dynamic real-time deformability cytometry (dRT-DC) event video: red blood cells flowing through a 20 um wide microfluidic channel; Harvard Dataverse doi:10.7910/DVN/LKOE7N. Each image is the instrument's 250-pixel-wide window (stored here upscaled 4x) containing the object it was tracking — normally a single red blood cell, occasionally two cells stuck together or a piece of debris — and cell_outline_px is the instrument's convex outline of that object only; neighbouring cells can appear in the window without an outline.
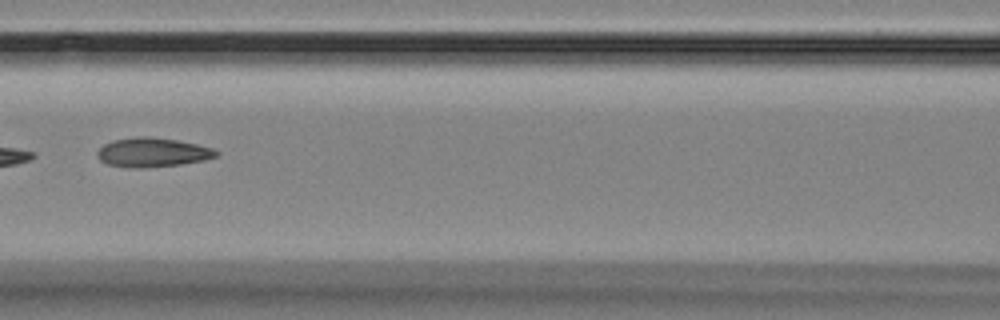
{"species": "Egyptian fruit bat (a non-hibernating species)", "species_latin": "Rousettus aegyptiacus", "temperature_condition": "room temperature", "stored_images_in_passage": 15, "camera_frame_rate_fps": 3000, "um_per_image_px": 0.085, "animal": {"sex": "female"}, "frame": {"image": 1, "passage_image": 7, "time_ms": 7.0, "image_size_px": [1000, 320], "cell_outline_px": [[220, 152], [216, 156], [204, 160], [180, 164], [140, 168], [132, 168], [108, 164], [100, 160], [96, 152], [104, 144], [116, 140], [140, 136], [148, 136], [176, 140], [196, 144], [212, 148]], "centroid_in_image_um": [12.96, 12.95], "position_along_channel_um": 153.6, "area_um2": 19.94}}
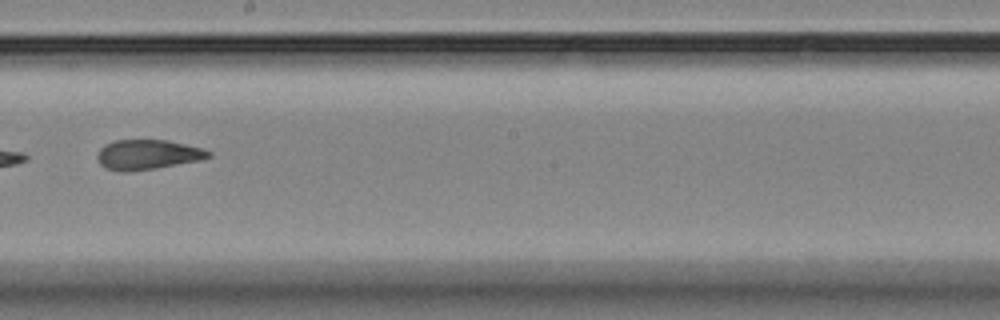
{"frame": {"image": 2, "passage_image": 9, "time_ms": 9.333, "image_size_px": [1000, 320], "cell_outline_px": [[212, 156], [200, 160], [156, 168], [128, 172], [120, 172], [104, 168], [100, 164], [96, 156], [100, 148], [104, 144], [116, 140], [168, 140], [204, 148], [212, 152]], "centroid_in_image_um": [12.54, 13.14], "position_along_channel_um": 235.7, "area_um2": 19.59}, "authors_computed_cell_mechanics": {"area_um2": 20.8658, "velocity_mm_per_s": 3.5318, "shape_relaxation_time_tau1_ms": 10.7494, "shape_relaxation_time_tau2_ms": 3.6417, "deformation_change_tau1": 0.1824, "deformation_change_tau2": 0.116}}